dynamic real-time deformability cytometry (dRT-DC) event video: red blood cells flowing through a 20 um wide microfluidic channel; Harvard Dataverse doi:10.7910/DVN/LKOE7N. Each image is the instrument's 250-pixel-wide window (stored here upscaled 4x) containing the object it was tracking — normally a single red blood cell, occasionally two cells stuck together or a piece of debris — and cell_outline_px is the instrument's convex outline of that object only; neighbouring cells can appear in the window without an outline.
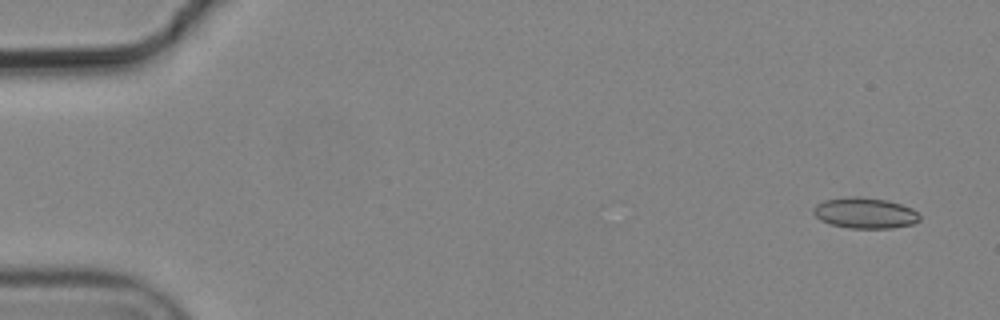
{"species": "common noctule bat (a hibernating species)", "species_latin": "Nyctalus noctula", "temperature_condition": "cold", "stored_images_in_passage": 5, "camera_frame_rate_fps": 3000, "um_per_image_px": 0.085, "animal": {"sex": "male", "body_mass_g": 19.2, "forearm_length_mm": 51.8}, "frame": {"image": 1, "passage_image": 1, "time_ms": 0.0, "image_size_px": [1000, 320], "cell_outline_px": [[920, 220], [912, 224], [892, 228], [852, 228], [828, 224], [820, 220], [812, 212], [812, 208], [816, 204], [824, 200], [848, 196], [860, 196], [888, 200], [912, 208], [920, 216]], "centroid_in_image_um": [73.49, 18.1], "position_along_channel_um": 11.5, "area_um2": 19.25}}